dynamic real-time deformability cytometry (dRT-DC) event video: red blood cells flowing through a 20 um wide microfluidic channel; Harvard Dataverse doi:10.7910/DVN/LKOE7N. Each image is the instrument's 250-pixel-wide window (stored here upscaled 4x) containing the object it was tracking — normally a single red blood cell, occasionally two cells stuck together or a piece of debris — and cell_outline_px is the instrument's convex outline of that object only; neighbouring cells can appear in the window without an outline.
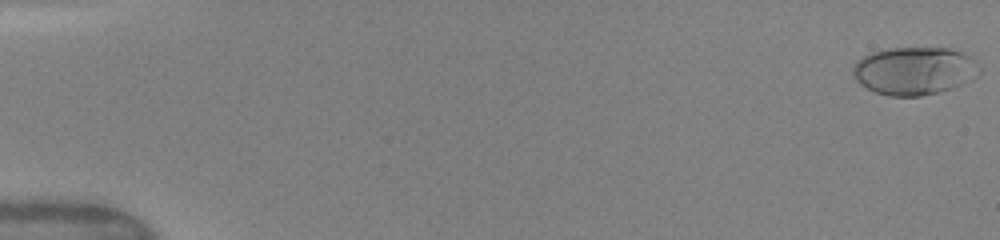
{"species": "human", "species_latin": "Homo sapiens", "temperature_condition": "warm", "stored_images_in_passage": 45, "camera_frame_rate_fps": 3000, "um_per_image_px": 0.085, "donor": {"sex": "female"}, "frame": {"image": 1, "passage_image": 1, "time_ms": 0.0, "image_size_px": [1000, 240], "cell_outline_px": [[980, 72], [972, 80], [952, 88], [920, 96], [888, 96], [876, 92], [860, 84], [856, 80], [852, 72], [852, 68], [856, 60], [872, 52], [888, 48], [948, 48], [964, 52], [980, 68]], "centroid_in_image_um": [77.7, 6.01], "position_along_channel_um": 7.3, "area_um2": 35.26}}
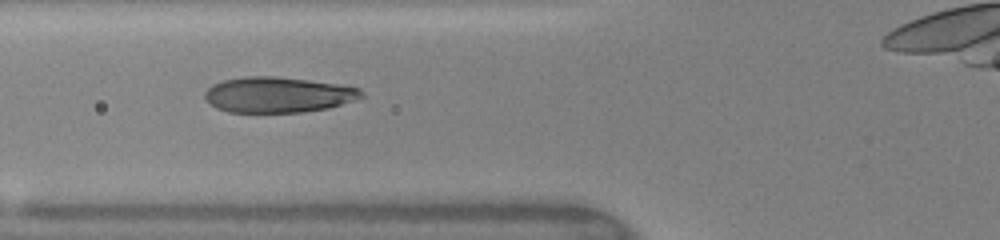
{"frame": {"image": 2, "passage_image": 18, "time_ms": 6.333, "image_size_px": [1000, 240], "cell_outline_px": [[364, 96], [328, 108], [300, 112], [228, 112], [216, 108], [204, 96], [204, 92], [212, 84], [224, 80], [248, 76], [276, 76], [308, 80], [336, 84], [360, 88], [364, 92]], "centroid_in_image_um": [23.61, 8.05], "position_along_channel_um": 102.2, "area_um2": 32.19}}
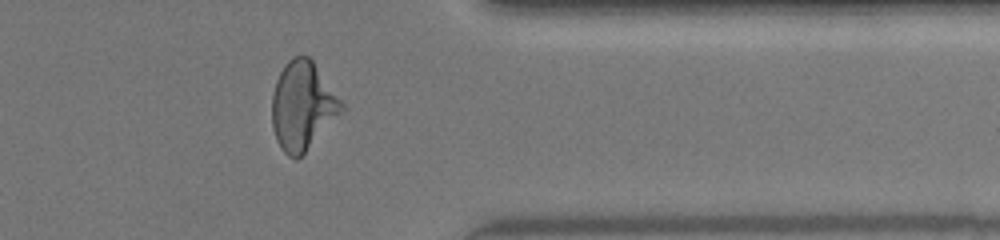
{"frame": {"image": 3, "passage_image": 41, "time_ms": 13.333, "image_size_px": [1000, 240], "cell_outline_px": [[344, 112], [296, 160], [288, 156], [280, 148], [276, 140], [272, 128], [272, 96], [276, 80], [284, 64], [292, 56], [308, 56], [312, 60], [344, 104]], "centroid_in_image_um": [25.71, 9.01], "position_along_channel_um": 385.7, "area_um2": 35.84}}